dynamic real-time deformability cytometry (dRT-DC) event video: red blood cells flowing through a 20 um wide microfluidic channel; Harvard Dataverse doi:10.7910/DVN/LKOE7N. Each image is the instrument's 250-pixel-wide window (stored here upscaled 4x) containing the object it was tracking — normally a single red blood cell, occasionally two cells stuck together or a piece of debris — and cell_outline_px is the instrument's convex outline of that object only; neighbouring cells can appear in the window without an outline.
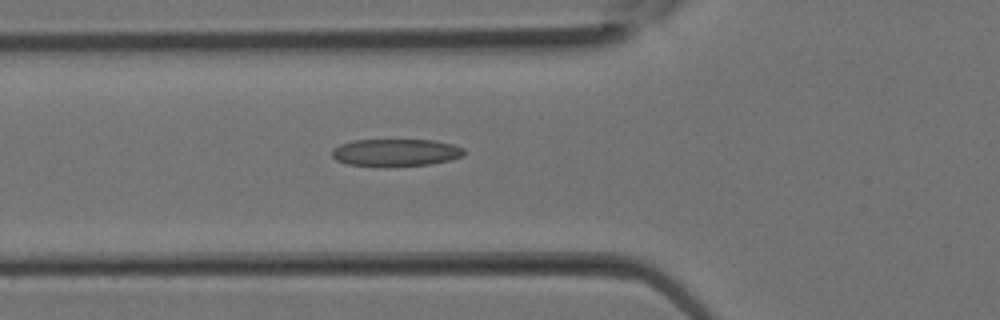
{"species": "Egyptian fruit bat (a non-hibernating species)", "species_latin": "Rousettus aegyptiacus", "temperature_condition": "room temperature", "stored_images_in_passage": 31, "camera_frame_rate_fps": 3000, "um_per_image_px": 0.085, "animal": {"sex": "female"}, "frame": {"image": 1, "passage_image": 11, "time_ms": 3.333, "image_size_px": [1000, 320], "cell_outline_px": [[464, 156], [452, 160], [428, 164], [388, 168], [380, 168], [348, 164], [336, 160], [332, 156], [332, 148], [340, 144], [356, 140], [432, 140], [452, 144], [464, 148]], "centroid_in_image_um": [33.62, 12.99], "position_along_channel_um": 92.2, "area_um2": 21.56}}
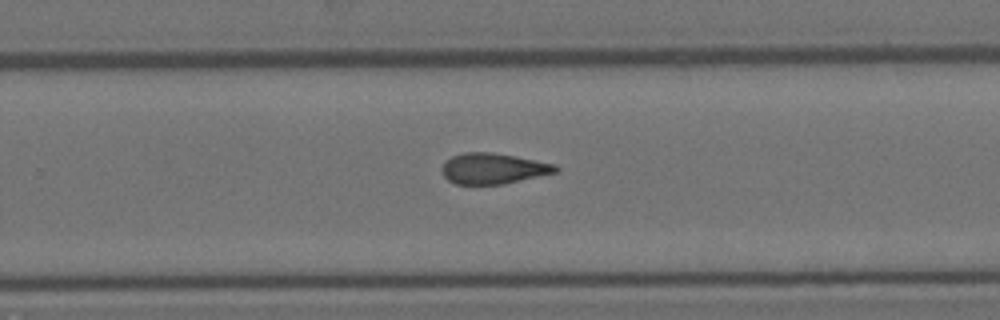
{"frame": {"image": 2, "passage_image": 20, "time_ms": 6.333, "image_size_px": [1000, 320], "cell_outline_px": [[560, 168], [556, 172], [504, 184], [456, 184], [448, 180], [444, 176], [444, 164], [452, 156], [464, 152], [492, 152], [516, 156], [556, 164]], "centroid_in_image_um": [41.96, 14.32], "position_along_channel_um": 287.8, "area_um2": 20.17}}
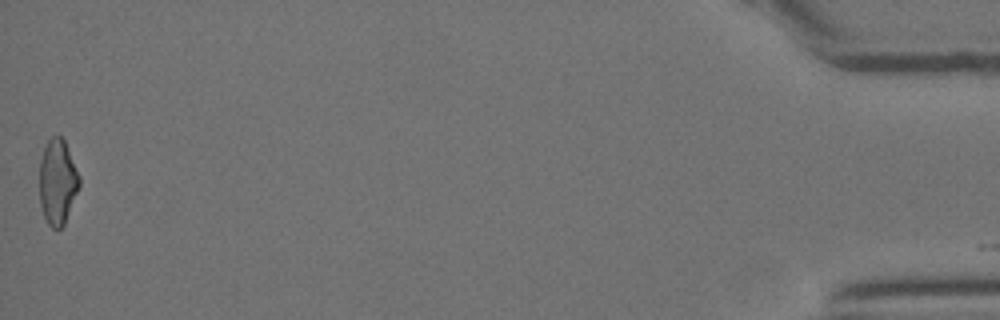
{"frame": {"image": 3, "passage_image": 31, "time_ms": 10.0, "image_size_px": [1000, 320], "cell_outline_px": [[80, 184], [64, 224], [60, 228], [52, 228], [48, 224], [44, 216], [40, 204], [40, 160], [44, 148], [48, 140], [52, 136], [60, 136], [64, 140], [80, 176]], "centroid_in_image_um": [4.89, 15.45], "position_along_channel_um": 430.3, "area_um2": 19.54}}